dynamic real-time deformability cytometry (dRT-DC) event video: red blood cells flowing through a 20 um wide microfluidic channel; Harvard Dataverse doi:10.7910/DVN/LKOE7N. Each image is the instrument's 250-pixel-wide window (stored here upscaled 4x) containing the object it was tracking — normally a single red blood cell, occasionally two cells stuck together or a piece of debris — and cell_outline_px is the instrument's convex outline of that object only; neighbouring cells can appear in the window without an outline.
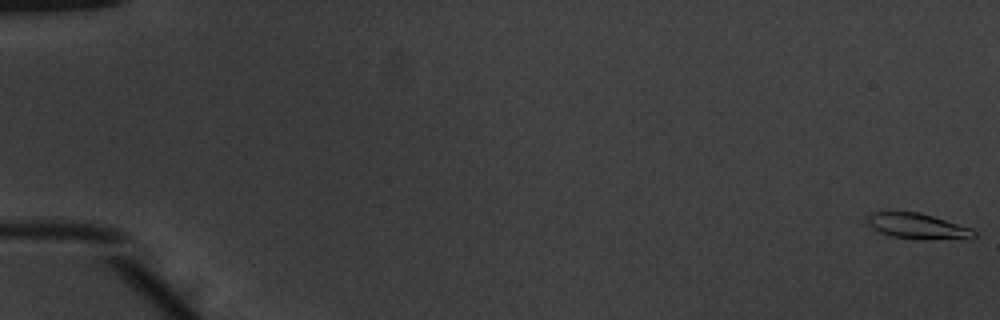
{"species": "common noctule bat (a hibernating species)", "species_latin": "Nyctalus noctula", "temperature_condition": "warm", "stored_images_in_passage": 27, "camera_frame_rate_fps": 3000, "um_per_image_px": 0.085, "animal": {"sex": "male", "body_mass_g": 20.1, "forearm_length_mm": 53.5}, "frame": {"image": 1, "passage_image": 1, "time_ms": 0.0, "image_size_px": [1000, 320], "cell_outline_px": [[976, 236], [972, 240], [968, 240], [892, 236], [880, 232], [872, 228], [868, 224], [868, 216], [872, 212], [920, 212], [972, 228], [976, 232]], "centroid_in_image_um": [78.08, 19.22], "position_along_channel_um": 6.9, "area_um2": 15.61}}
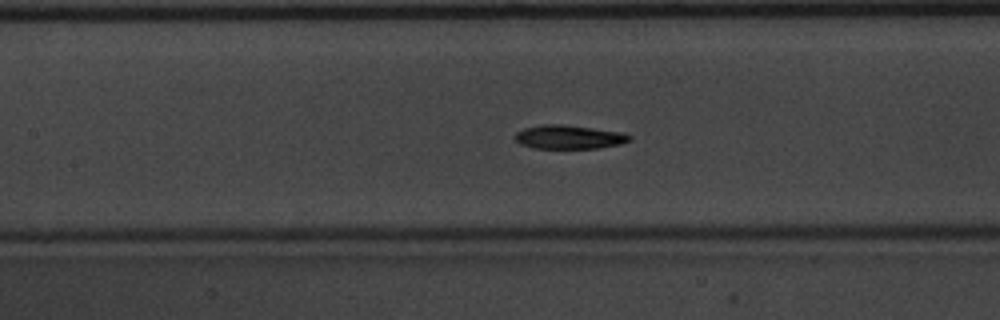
{"frame": {"image": 2, "passage_image": 26, "time_ms": 8.333, "image_size_px": [1000, 320], "cell_outline_px": [[632, 140], [620, 144], [600, 148], [532, 148], [520, 144], [512, 136], [516, 132], [524, 128], [544, 124], [560, 124], [624, 132], [632, 136]], "centroid_in_image_um": [48.36, 11.65], "position_along_channel_um": 159.0, "area_um2": 16.01}}